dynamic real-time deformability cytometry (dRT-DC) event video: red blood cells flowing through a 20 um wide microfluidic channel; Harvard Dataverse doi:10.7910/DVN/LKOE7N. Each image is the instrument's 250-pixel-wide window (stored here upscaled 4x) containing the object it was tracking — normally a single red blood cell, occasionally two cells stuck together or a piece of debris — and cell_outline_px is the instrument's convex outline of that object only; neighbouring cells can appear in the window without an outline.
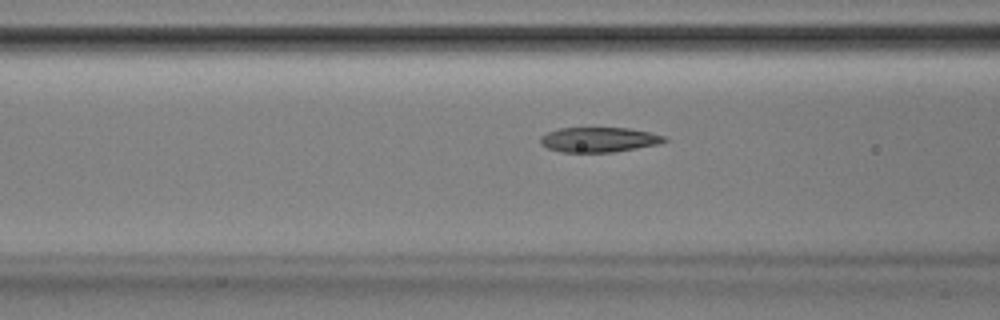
{"species": "Egyptian fruit bat (a non-hibernating species)", "species_latin": "Rousettus aegyptiacus", "temperature_condition": "room temperature", "stored_images_in_passage": 17, "camera_frame_rate_fps": 3000, "um_per_image_px": 0.085, "animal": {"sex": "male"}, "frame": {"image": 1, "passage_image": 15, "time_ms": 4.667, "image_size_px": [1000, 320], "cell_outline_px": [[668, 140], [660, 144], [612, 152], [560, 152], [548, 148], [540, 144], [540, 136], [548, 132], [560, 128], [628, 128], [648, 132], [664, 136]], "centroid_in_image_um": [50.89, 11.87], "position_along_channel_um": 115.7, "area_um2": 17.92}}